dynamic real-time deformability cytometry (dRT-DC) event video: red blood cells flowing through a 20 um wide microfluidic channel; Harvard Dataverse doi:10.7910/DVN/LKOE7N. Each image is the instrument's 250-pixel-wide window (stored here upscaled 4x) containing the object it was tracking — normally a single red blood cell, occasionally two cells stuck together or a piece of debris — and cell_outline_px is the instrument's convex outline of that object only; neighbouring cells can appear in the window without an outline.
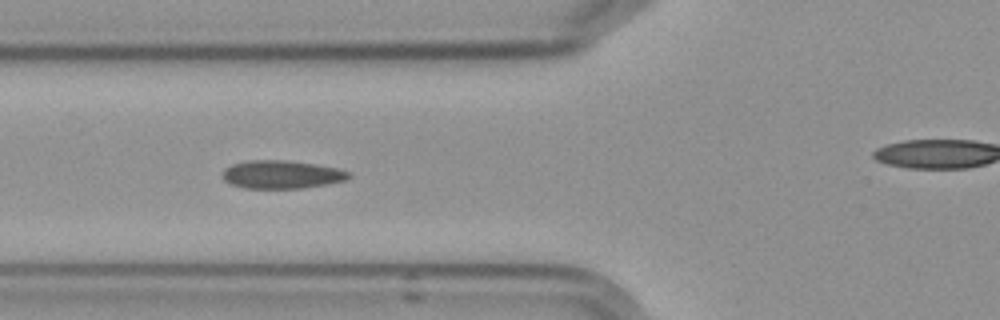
{"species": "Egyptian fruit bat (a non-hibernating species)", "species_latin": "Rousettus aegyptiacus", "temperature_condition": "cold", "stored_images_in_passage": 7, "camera_frame_rate_fps": 3000, "um_per_image_px": 0.085, "frame": {"image": 1, "passage_image": 5, "time_ms": 4.667, "image_size_px": [1000, 320], "cell_outline_px": [[352, 176], [348, 180], [328, 184], [304, 188], [244, 188], [232, 184], [224, 180], [224, 168], [232, 164], [248, 160], [284, 160], [312, 164], [336, 168], [348, 172]], "centroid_in_image_um": [23.95, 14.84], "position_along_channel_um": 101.8, "area_um2": 20.58}}
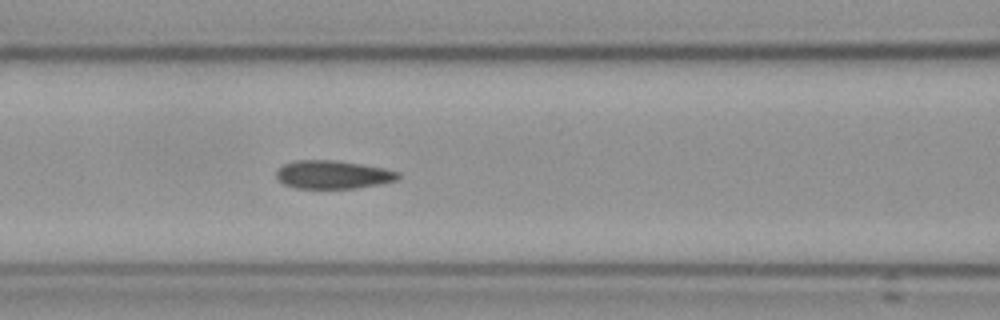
{"frame": {"image": 2, "passage_image": 6, "time_ms": 5.667, "image_size_px": [1000, 320], "cell_outline_px": [[400, 176], [396, 180], [380, 184], [352, 188], [292, 188], [284, 184], [276, 176], [276, 172], [284, 164], [296, 160], [336, 160], [384, 168], [400, 172]], "centroid_in_image_um": [28.3, 14.84], "position_along_channel_um": 138.3, "area_um2": 19.94}}